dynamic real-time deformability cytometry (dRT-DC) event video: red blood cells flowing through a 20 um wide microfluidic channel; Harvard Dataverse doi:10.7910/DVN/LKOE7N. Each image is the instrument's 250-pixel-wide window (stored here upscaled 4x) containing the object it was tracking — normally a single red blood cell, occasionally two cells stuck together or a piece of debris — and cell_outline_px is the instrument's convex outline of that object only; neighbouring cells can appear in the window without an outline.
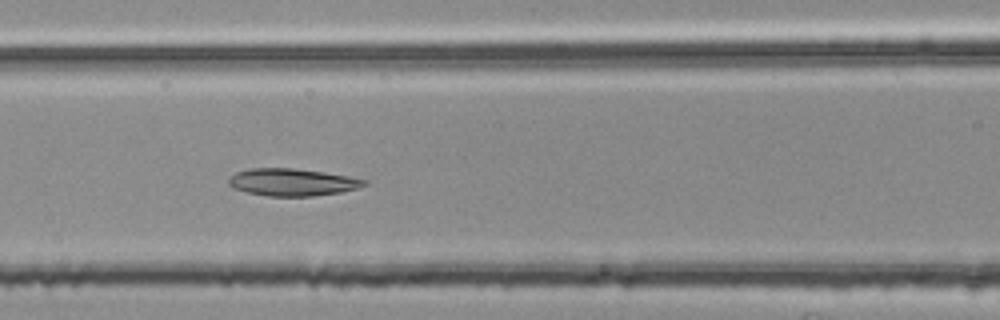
{"species": "common noctule bat (a hibernating species)", "species_latin": "Nyctalus noctula", "temperature_condition": "room temperature", "stored_images_in_passage": 51, "camera_frame_rate_fps": 3000, "um_per_image_px": 0.085, "animal": {"sex": "female", "body_mass_g": 25.1}, "frame": {"image": 1, "passage_image": 22, "time_ms": 7.0, "image_size_px": [1000, 320], "cell_outline_px": [[368, 184], [356, 188], [340, 192], [312, 196], [268, 196], [248, 192], [232, 188], [228, 184], [228, 180], [236, 172], [252, 168], [292, 168], [324, 172], [348, 176], [368, 180]], "centroid_in_image_um": [24.84, 15.48], "position_along_channel_um": 141.8, "area_um2": 21.44}}
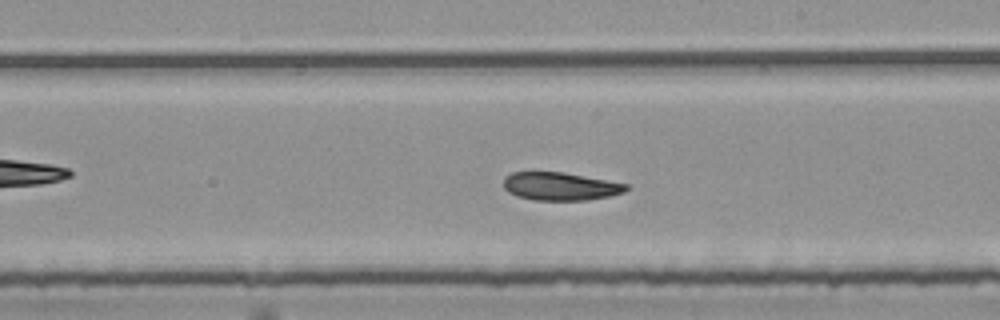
{"frame": {"image": 2, "passage_image": 30, "time_ms": 9.667, "image_size_px": [1000, 320], "cell_outline_px": [[632, 188], [624, 192], [608, 196], [588, 200], [532, 200], [516, 196], [508, 192], [504, 188], [504, 176], [512, 172], [564, 172], [628, 184]], "centroid_in_image_um": [47.63, 15.84], "position_along_channel_um": 241.4, "area_um2": 20.17}}
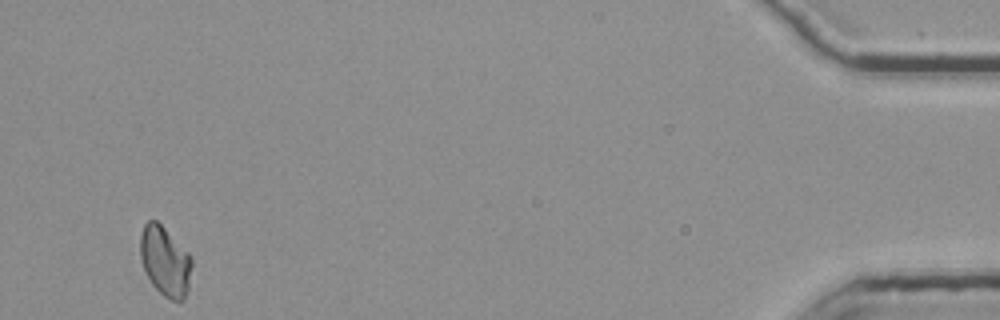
{"frame": {"image": 3, "passage_image": 51, "time_ms": 16.667, "image_size_px": [1000, 320], "cell_outline_px": [[192, 264], [188, 292], [184, 300], [172, 300], [164, 296], [152, 284], [144, 268], [140, 256], [140, 236], [144, 224], [148, 220], [156, 220], [192, 256]], "centroid_in_image_um": [14.05, 22.21], "position_along_channel_um": 421.2, "area_um2": 20.81}, "authors_computed_cell_mechanics": {"area_um2": 21.2704, "velocity_mm_per_s": 3.7568, "shape_relaxation_time_tau1_ms": null, "shape_relaxation_time_tau2_ms": 3.1406, "deformation_change_tau1": null, "deformation_change_tau2": 0.0918}}